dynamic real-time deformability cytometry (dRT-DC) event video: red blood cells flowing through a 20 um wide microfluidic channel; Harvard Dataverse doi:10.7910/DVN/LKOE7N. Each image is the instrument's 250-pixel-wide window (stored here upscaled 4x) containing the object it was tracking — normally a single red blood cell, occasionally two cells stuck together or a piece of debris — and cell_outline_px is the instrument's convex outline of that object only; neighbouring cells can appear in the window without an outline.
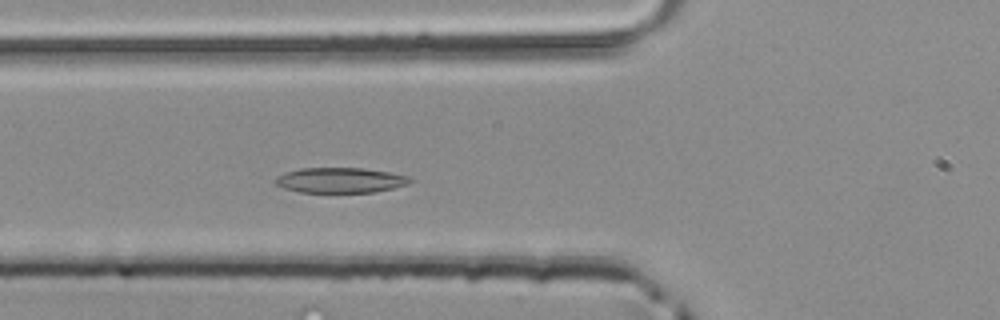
{"species": "common noctule bat (a hibernating species)", "species_latin": "Nyctalus noctula", "temperature_condition": "room temperature", "stored_images_in_passage": 46, "camera_frame_rate_fps": 3000, "um_per_image_px": 0.085, "animal": {"sex": "male", "body_mass_g": 20.4}, "frame": {"image": 1, "passage_image": 14, "time_ms": 4.333, "image_size_px": [1000, 320], "cell_outline_px": [[416, 180], [408, 184], [376, 192], [300, 192], [284, 188], [276, 184], [276, 176], [284, 172], [300, 168], [364, 168], [412, 176]], "centroid_in_image_um": [28.97, 15.31], "position_along_channel_um": 96.8, "area_um2": 19.94}}
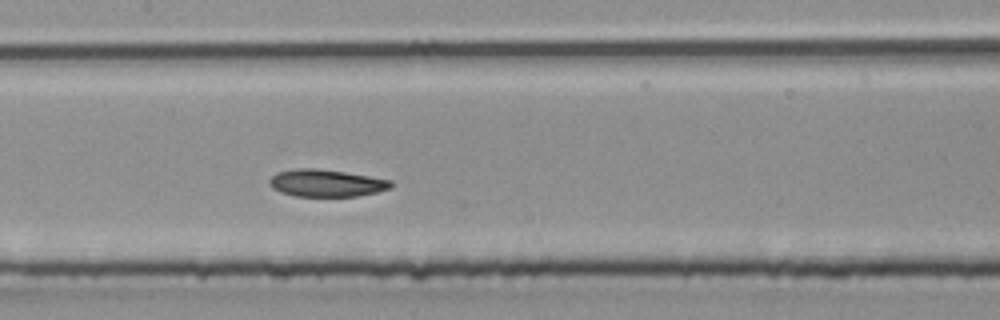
{"frame": {"image": 2, "passage_image": 20, "time_ms": 6.333, "image_size_px": [1000, 320], "cell_outline_px": [[392, 188], [376, 192], [356, 196], [296, 196], [280, 192], [272, 188], [268, 184], [268, 180], [276, 172], [296, 168], [316, 168], [344, 172], [392, 180]], "centroid_in_image_um": [27.7, 15.56], "position_along_channel_um": 179.7, "area_um2": 19.31}}
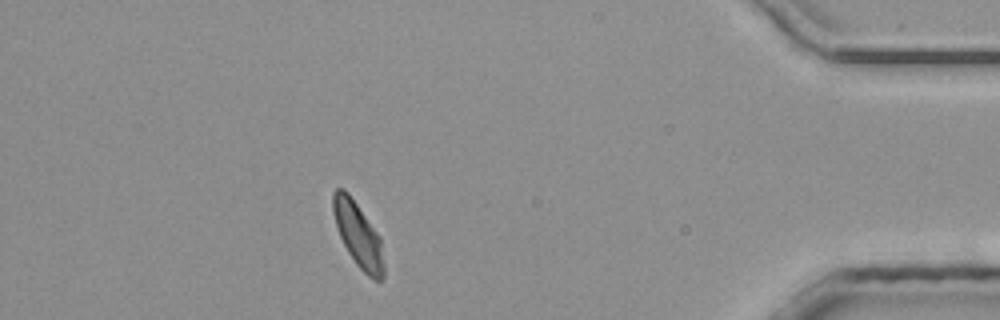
{"frame": {"image": 3, "passage_image": 40, "time_ms": 13.0, "image_size_px": [1000, 320], "cell_outline_px": [[384, 280], [372, 280], [356, 264], [348, 252], [340, 236], [332, 212], [332, 192], [336, 188], [344, 188], [348, 192], [380, 236], [384, 264]], "centroid_in_image_um": [30.44, 19.95], "position_along_channel_um": 404.8, "area_um2": 19.13}}